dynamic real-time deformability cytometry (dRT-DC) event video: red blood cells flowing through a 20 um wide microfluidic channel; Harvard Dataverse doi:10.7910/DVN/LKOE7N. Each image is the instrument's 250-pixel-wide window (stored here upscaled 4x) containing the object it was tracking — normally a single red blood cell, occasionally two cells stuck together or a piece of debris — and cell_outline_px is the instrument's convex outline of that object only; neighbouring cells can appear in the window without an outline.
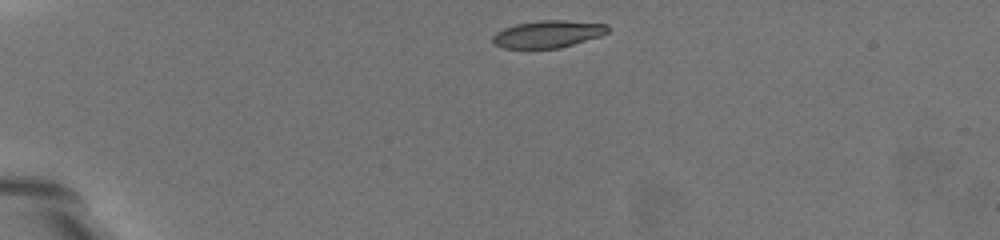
{"species": "common noctule bat (a hibernating species)", "species_latin": "Nyctalus noctula", "temperature_condition": "warm", "stored_images_in_passage": 40, "camera_frame_rate_fps": 3000, "um_per_image_px": 0.085, "animal": {"sex": "female", "body_mass_g": 19.5, "forearm_length_mm": 54.1}, "frame": {"image": 1, "passage_image": 1, "time_ms": 0.0, "image_size_px": [1000, 240], "cell_outline_px": [[608, 32], [600, 36], [560, 48], [504, 48], [492, 44], [492, 36], [496, 32], [504, 28], [516, 24], [536, 20], [564, 20], [608, 24]], "centroid_in_image_um": [46.54, 2.89], "position_along_channel_um": 38.5, "area_um2": 18.32}}
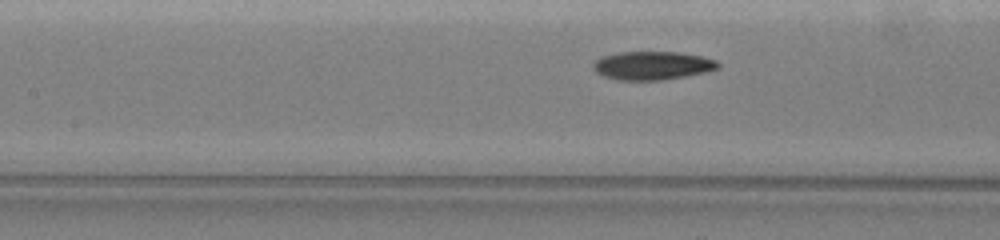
{"frame": {"image": 2, "passage_image": 17, "time_ms": 5.333, "image_size_px": [1000, 240], "cell_outline_px": [[720, 68], [704, 72], [684, 76], [660, 80], [620, 80], [604, 76], [596, 72], [592, 64], [600, 56], [620, 52], [680, 52], [700, 56], [716, 60], [720, 64]], "centroid_in_image_um": [55.44, 5.56], "position_along_channel_um": 152.0, "area_um2": 20.58}}
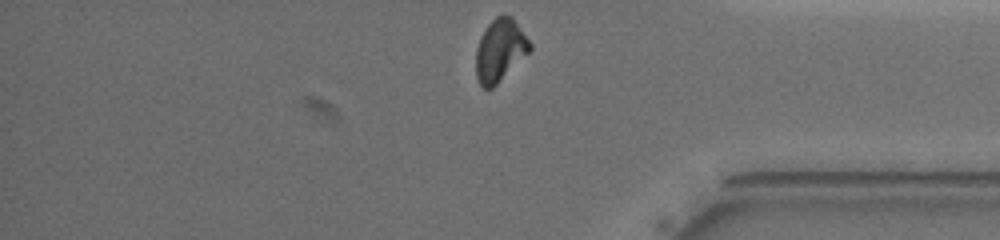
{"frame": {"image": 3, "passage_image": 40, "time_ms": 13.0, "image_size_px": [1000, 240], "cell_outline_px": [[532, 48], [492, 88], [484, 88], [480, 84], [476, 76], [476, 48], [480, 36], [488, 24], [496, 16], [504, 12], [512, 16], [532, 44]], "centroid_in_image_um": [42.49, 4.21], "position_along_channel_um": 392.7, "area_um2": 19.48}, "authors_computed_cell_mechanics": {"area_um2": 20.2011, "velocity_mm_per_s": 3.2933, "shape_relaxation_time_tau1_ms": 6.4898, "shape_relaxation_time_tau2_ms": 3.2771, "deformation_change_tau1": 0.1795, "deformation_change_tau2": 0.0847}}